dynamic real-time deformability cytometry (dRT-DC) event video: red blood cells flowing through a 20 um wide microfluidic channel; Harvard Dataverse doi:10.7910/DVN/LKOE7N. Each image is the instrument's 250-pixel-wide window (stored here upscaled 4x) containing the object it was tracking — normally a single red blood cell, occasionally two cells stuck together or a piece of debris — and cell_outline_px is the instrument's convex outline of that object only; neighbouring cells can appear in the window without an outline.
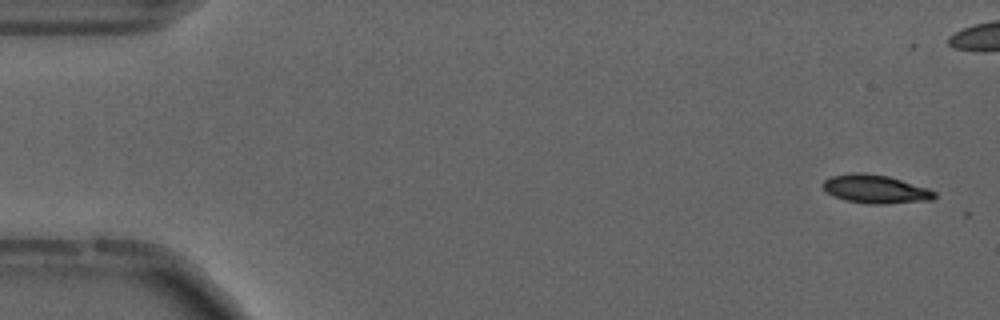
{"species": "common noctule bat (a hibernating species)", "species_latin": "Nyctalus noctula", "temperature_condition": "cold", "stored_images_in_passage": 4, "camera_frame_rate_fps": 3000, "um_per_image_px": 0.085, "animal": {"sex": "male", "forearm_length_mm": 52.5}, "frame": {"image": 1, "passage_image": 3, "time_ms": 0.667, "image_size_px": [1000, 320], "cell_outline_px": [[936, 196], [932, 200], [884, 204], [868, 204], [844, 200], [832, 196], [820, 184], [824, 180], [832, 176], [852, 172], [864, 172], [888, 176], [928, 188], [936, 192]], "centroid_in_image_um": [74.39, 16.07], "position_along_channel_um": 10.6, "area_um2": 18.67}}